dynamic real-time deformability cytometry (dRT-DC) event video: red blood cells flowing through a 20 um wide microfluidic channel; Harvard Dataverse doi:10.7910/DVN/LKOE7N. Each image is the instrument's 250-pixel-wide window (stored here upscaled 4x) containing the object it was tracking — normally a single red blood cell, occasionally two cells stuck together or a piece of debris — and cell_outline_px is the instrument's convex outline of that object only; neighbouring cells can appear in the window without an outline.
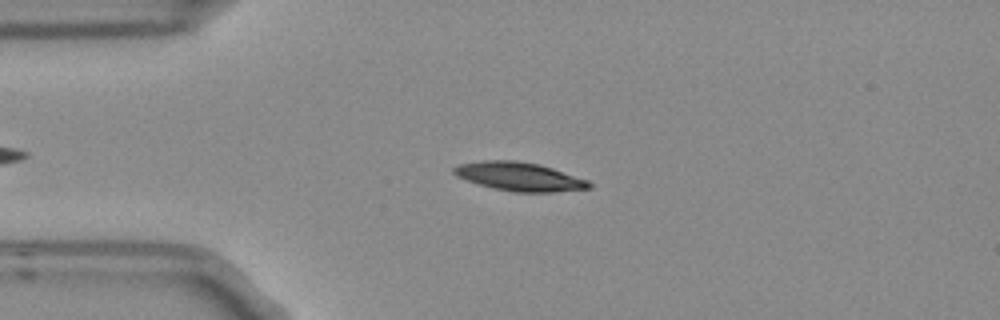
{"species": "Egyptian fruit bat (a non-hibernating species)", "species_latin": "Rousettus aegyptiacus", "temperature_condition": "room temperature", "stored_images_in_passage": 4, "camera_frame_rate_fps": 3000, "um_per_image_px": 0.085, "frame": {"image": 1, "passage_image": 3, "time_ms": 0.667, "image_size_px": [1000, 320], "cell_outline_px": [[592, 188], [552, 192], [516, 192], [496, 188], [480, 184], [456, 176], [452, 172], [452, 168], [460, 164], [484, 160], [516, 160], [540, 164], [588, 180], [592, 184]], "centroid_in_image_um": [44.16, 15.0], "position_along_channel_um": 40.8, "area_um2": 22.37}}